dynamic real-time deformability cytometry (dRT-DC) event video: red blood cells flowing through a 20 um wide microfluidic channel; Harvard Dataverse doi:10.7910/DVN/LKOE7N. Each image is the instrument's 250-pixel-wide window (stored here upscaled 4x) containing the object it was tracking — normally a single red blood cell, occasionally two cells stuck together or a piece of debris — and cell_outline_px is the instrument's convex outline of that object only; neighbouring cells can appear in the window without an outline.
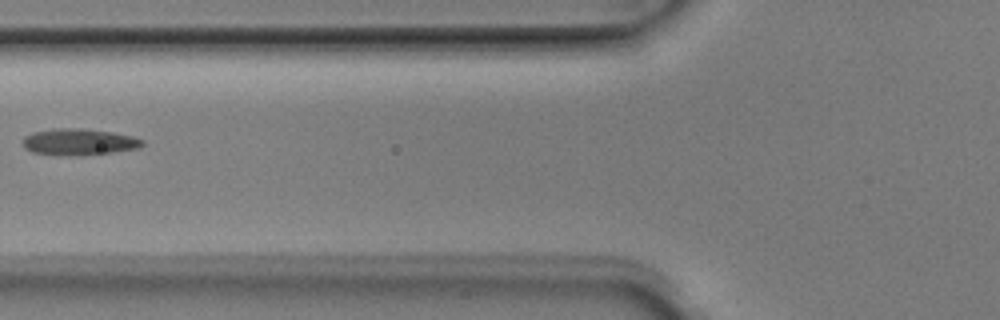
{"species": "Egyptian fruit bat (a non-hibernating species)", "species_latin": "Rousettus aegyptiacus", "temperature_condition": "room temperature", "stored_images_in_passage": 6, "camera_frame_rate_fps": 3000, "um_per_image_px": 0.085, "animal": {"sex": "male"}, "frame": {"image": 1, "passage_image": 5, "time_ms": 1.333, "image_size_px": [1000, 320], "cell_outline_px": [[144, 144], [140, 148], [112, 152], [80, 156], [56, 156], [32, 152], [24, 148], [24, 136], [32, 132], [52, 128], [80, 128], [112, 132], [132, 136], [144, 140]], "centroid_in_image_um": [6.69, 12.07], "position_along_channel_um": 119.1, "area_um2": 18.79}}
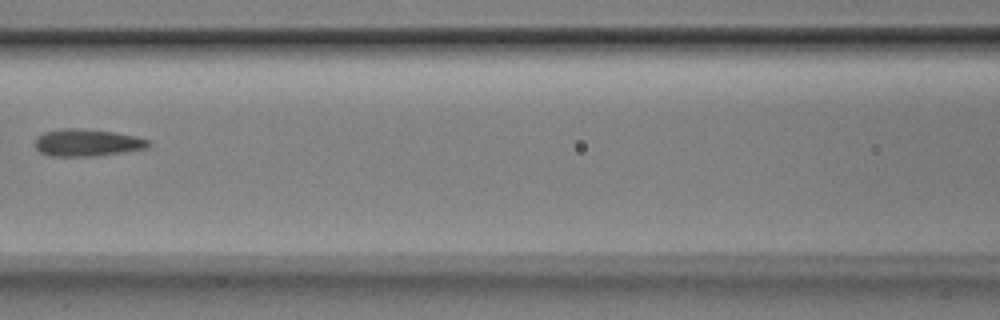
{"frame": {"image": 2, "passage_image": 6, "time_ms": 1.667, "image_size_px": [1000, 320], "cell_outline_px": [[152, 144], [144, 148], [124, 152], [96, 156], [52, 156], [40, 152], [36, 148], [36, 136], [44, 132], [64, 128], [80, 128], [116, 132], [136, 136], [148, 140]], "centroid_in_image_um": [7.4, 12.12], "position_along_channel_um": 159.2, "area_um2": 17.98}}